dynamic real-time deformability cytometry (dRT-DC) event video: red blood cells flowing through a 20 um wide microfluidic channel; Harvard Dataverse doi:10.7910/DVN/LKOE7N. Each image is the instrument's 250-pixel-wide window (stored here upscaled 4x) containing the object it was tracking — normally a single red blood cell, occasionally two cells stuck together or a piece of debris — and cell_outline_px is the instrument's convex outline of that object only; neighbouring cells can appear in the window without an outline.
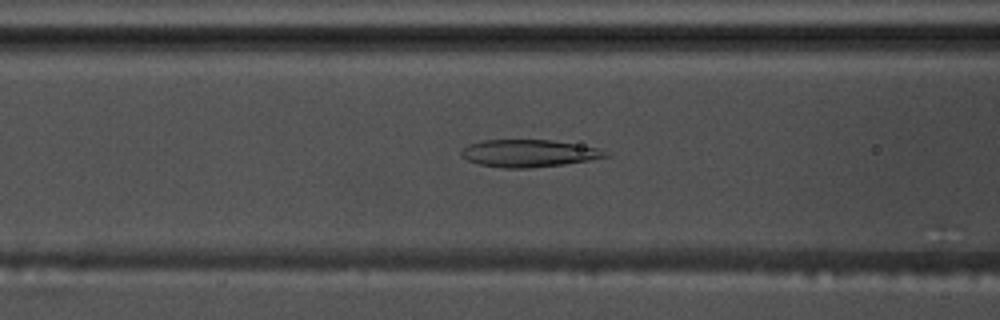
{"species": "common noctule bat (a hibernating species)", "species_latin": "Nyctalus noctula", "temperature_condition": "warm", "stored_images_in_passage": 44, "camera_frame_rate_fps": 3000, "um_per_image_px": 0.085, "animal": {"sex": "male", "body_mass_g": 17.5, "forearm_length_mm": 52.3}, "frame": {"image": 1, "passage_image": 11, "time_ms": 3.333, "image_size_px": [1000, 320], "cell_outline_px": [[608, 156], [588, 160], [564, 164], [528, 168], [504, 168], [480, 164], [468, 160], [460, 156], [460, 152], [468, 144], [484, 140], [552, 140], [596, 148], [604, 152]], "centroid_in_image_um": [44.86, 13.03], "position_along_channel_um": 121.7, "area_um2": 22.54}}
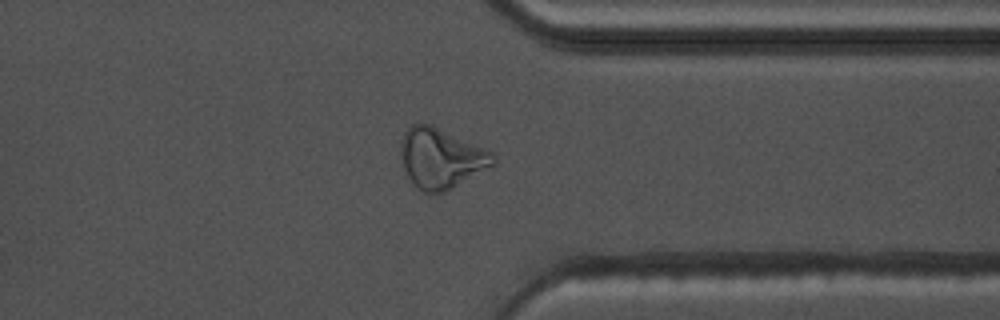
{"frame": {"image": 2, "passage_image": 32, "time_ms": 10.333, "image_size_px": [1000, 320], "cell_outline_px": [[496, 164], [444, 192], [432, 196], [416, 188], [412, 184], [404, 168], [400, 152], [400, 144], [404, 132], [412, 124], [420, 120], [432, 124], [492, 152], [496, 156]], "centroid_in_image_um": [37.46, 13.44], "position_along_channel_um": 373.9, "area_um2": 32.77}}
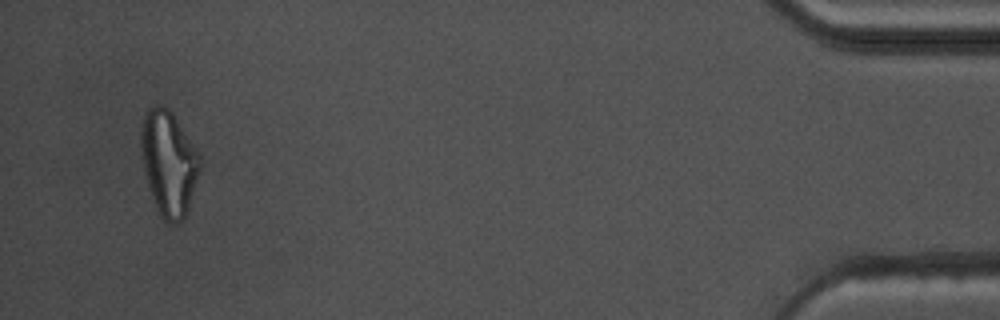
{"frame": {"image": 3, "passage_image": 42, "time_ms": 13.667, "image_size_px": [1000, 320], "cell_outline_px": [[200, 168], [188, 208], [184, 216], [176, 224], [168, 224], [160, 216], [156, 208], [144, 172], [140, 148], [140, 132], [144, 112], [148, 108], [156, 104], [160, 104], [168, 108], [172, 112], [200, 152]], "centroid_in_image_um": [14.32, 13.81], "position_along_channel_um": 420.9, "area_um2": 36.18}, "authors_computed_cell_mechanics": {"area_um2": 24.8829, "velocity_mm_per_s": 3.6438, "shape_relaxation_time_tau1_ms": null, "shape_relaxation_time_tau2_ms": 2.782, "deformation_change_tau1": null, "deformation_change_tau2": 0.1253}}